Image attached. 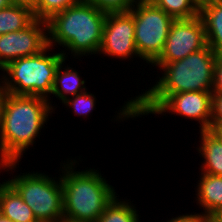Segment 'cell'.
Masks as SVG:
<instances>
[{
  "label": "cell",
  "mask_w": 222,
  "mask_h": 222,
  "mask_svg": "<svg viewBox=\"0 0 222 222\" xmlns=\"http://www.w3.org/2000/svg\"><path fill=\"white\" fill-rule=\"evenodd\" d=\"M61 161L59 173L63 189L64 220L97 222L105 207L118 195L101 171L94 168L76 171L77 159ZM63 164V165H62ZM75 170V171H74Z\"/></svg>",
  "instance_id": "cell-4"
},
{
  "label": "cell",
  "mask_w": 222,
  "mask_h": 222,
  "mask_svg": "<svg viewBox=\"0 0 222 222\" xmlns=\"http://www.w3.org/2000/svg\"><path fill=\"white\" fill-rule=\"evenodd\" d=\"M216 133H218L220 135V137L222 138V124L215 130Z\"/></svg>",
  "instance_id": "cell-31"
},
{
  "label": "cell",
  "mask_w": 222,
  "mask_h": 222,
  "mask_svg": "<svg viewBox=\"0 0 222 222\" xmlns=\"http://www.w3.org/2000/svg\"><path fill=\"white\" fill-rule=\"evenodd\" d=\"M222 124V94H212V117L210 130H216Z\"/></svg>",
  "instance_id": "cell-23"
},
{
  "label": "cell",
  "mask_w": 222,
  "mask_h": 222,
  "mask_svg": "<svg viewBox=\"0 0 222 222\" xmlns=\"http://www.w3.org/2000/svg\"><path fill=\"white\" fill-rule=\"evenodd\" d=\"M14 4L25 6L34 11L38 6L39 0H12Z\"/></svg>",
  "instance_id": "cell-27"
},
{
  "label": "cell",
  "mask_w": 222,
  "mask_h": 222,
  "mask_svg": "<svg viewBox=\"0 0 222 222\" xmlns=\"http://www.w3.org/2000/svg\"><path fill=\"white\" fill-rule=\"evenodd\" d=\"M135 25L133 12L130 9L125 12L107 13L103 29L102 43L98 55L120 58L128 61L137 59L143 60L136 49Z\"/></svg>",
  "instance_id": "cell-8"
},
{
  "label": "cell",
  "mask_w": 222,
  "mask_h": 222,
  "mask_svg": "<svg viewBox=\"0 0 222 222\" xmlns=\"http://www.w3.org/2000/svg\"><path fill=\"white\" fill-rule=\"evenodd\" d=\"M213 94H222V54H218L215 63Z\"/></svg>",
  "instance_id": "cell-24"
},
{
  "label": "cell",
  "mask_w": 222,
  "mask_h": 222,
  "mask_svg": "<svg viewBox=\"0 0 222 222\" xmlns=\"http://www.w3.org/2000/svg\"><path fill=\"white\" fill-rule=\"evenodd\" d=\"M65 62L66 59L60 63L56 70L54 86L51 93V95L58 98L60 102L65 101L69 96L73 97L88 90L85 86L86 79L82 80V76L77 72L78 70L70 67L71 65H65Z\"/></svg>",
  "instance_id": "cell-16"
},
{
  "label": "cell",
  "mask_w": 222,
  "mask_h": 222,
  "mask_svg": "<svg viewBox=\"0 0 222 222\" xmlns=\"http://www.w3.org/2000/svg\"><path fill=\"white\" fill-rule=\"evenodd\" d=\"M174 19H189L199 15V0H150Z\"/></svg>",
  "instance_id": "cell-19"
},
{
  "label": "cell",
  "mask_w": 222,
  "mask_h": 222,
  "mask_svg": "<svg viewBox=\"0 0 222 222\" xmlns=\"http://www.w3.org/2000/svg\"><path fill=\"white\" fill-rule=\"evenodd\" d=\"M52 113L55 111L44 97L7 93L0 117V164L20 162L40 138Z\"/></svg>",
  "instance_id": "cell-2"
},
{
  "label": "cell",
  "mask_w": 222,
  "mask_h": 222,
  "mask_svg": "<svg viewBox=\"0 0 222 222\" xmlns=\"http://www.w3.org/2000/svg\"><path fill=\"white\" fill-rule=\"evenodd\" d=\"M212 92L188 91L170 95L153 113L155 116L176 114L197 121L200 130H209L212 117ZM157 114V115H156Z\"/></svg>",
  "instance_id": "cell-11"
},
{
  "label": "cell",
  "mask_w": 222,
  "mask_h": 222,
  "mask_svg": "<svg viewBox=\"0 0 222 222\" xmlns=\"http://www.w3.org/2000/svg\"><path fill=\"white\" fill-rule=\"evenodd\" d=\"M19 162L0 164L1 171H11V179L6 181L17 191L23 201L32 209L38 222H60L64 219L63 189L61 177H51L47 173L31 171L13 175ZM14 170V171H13ZM14 172V173H12ZM58 179V180H57Z\"/></svg>",
  "instance_id": "cell-6"
},
{
  "label": "cell",
  "mask_w": 222,
  "mask_h": 222,
  "mask_svg": "<svg viewBox=\"0 0 222 222\" xmlns=\"http://www.w3.org/2000/svg\"><path fill=\"white\" fill-rule=\"evenodd\" d=\"M106 13L129 11L139 0H84Z\"/></svg>",
  "instance_id": "cell-22"
},
{
  "label": "cell",
  "mask_w": 222,
  "mask_h": 222,
  "mask_svg": "<svg viewBox=\"0 0 222 222\" xmlns=\"http://www.w3.org/2000/svg\"><path fill=\"white\" fill-rule=\"evenodd\" d=\"M217 54L206 45L184 59L171 63H152L159 68L155 84L124 102L115 111L116 123L151 115L170 95L188 91L213 92ZM138 117V118H137ZM130 118V119H129Z\"/></svg>",
  "instance_id": "cell-1"
},
{
  "label": "cell",
  "mask_w": 222,
  "mask_h": 222,
  "mask_svg": "<svg viewBox=\"0 0 222 222\" xmlns=\"http://www.w3.org/2000/svg\"><path fill=\"white\" fill-rule=\"evenodd\" d=\"M199 15L205 26L207 45L217 55L222 54V0L201 1Z\"/></svg>",
  "instance_id": "cell-14"
},
{
  "label": "cell",
  "mask_w": 222,
  "mask_h": 222,
  "mask_svg": "<svg viewBox=\"0 0 222 222\" xmlns=\"http://www.w3.org/2000/svg\"><path fill=\"white\" fill-rule=\"evenodd\" d=\"M208 222H222V208L216 212L209 220Z\"/></svg>",
  "instance_id": "cell-28"
},
{
  "label": "cell",
  "mask_w": 222,
  "mask_h": 222,
  "mask_svg": "<svg viewBox=\"0 0 222 222\" xmlns=\"http://www.w3.org/2000/svg\"><path fill=\"white\" fill-rule=\"evenodd\" d=\"M135 44L139 56L152 64L163 52L172 22L175 20L150 0H139L132 8Z\"/></svg>",
  "instance_id": "cell-7"
},
{
  "label": "cell",
  "mask_w": 222,
  "mask_h": 222,
  "mask_svg": "<svg viewBox=\"0 0 222 222\" xmlns=\"http://www.w3.org/2000/svg\"><path fill=\"white\" fill-rule=\"evenodd\" d=\"M53 50L48 45L39 54L15 59L2 68L7 93L44 97L55 110L57 105L53 107L50 96L56 70L65 57Z\"/></svg>",
  "instance_id": "cell-5"
},
{
  "label": "cell",
  "mask_w": 222,
  "mask_h": 222,
  "mask_svg": "<svg viewBox=\"0 0 222 222\" xmlns=\"http://www.w3.org/2000/svg\"><path fill=\"white\" fill-rule=\"evenodd\" d=\"M165 222H208L200 213L180 214Z\"/></svg>",
  "instance_id": "cell-25"
},
{
  "label": "cell",
  "mask_w": 222,
  "mask_h": 222,
  "mask_svg": "<svg viewBox=\"0 0 222 222\" xmlns=\"http://www.w3.org/2000/svg\"><path fill=\"white\" fill-rule=\"evenodd\" d=\"M119 195L105 207L104 212L99 216L97 222H141L140 211L129 199L123 200ZM139 211V212H138Z\"/></svg>",
  "instance_id": "cell-18"
},
{
  "label": "cell",
  "mask_w": 222,
  "mask_h": 222,
  "mask_svg": "<svg viewBox=\"0 0 222 222\" xmlns=\"http://www.w3.org/2000/svg\"><path fill=\"white\" fill-rule=\"evenodd\" d=\"M0 222H13L9 218L4 217L2 214H0Z\"/></svg>",
  "instance_id": "cell-30"
},
{
  "label": "cell",
  "mask_w": 222,
  "mask_h": 222,
  "mask_svg": "<svg viewBox=\"0 0 222 222\" xmlns=\"http://www.w3.org/2000/svg\"><path fill=\"white\" fill-rule=\"evenodd\" d=\"M199 147L196 150L203 159L200 171L222 176V138L214 130H200Z\"/></svg>",
  "instance_id": "cell-13"
},
{
  "label": "cell",
  "mask_w": 222,
  "mask_h": 222,
  "mask_svg": "<svg viewBox=\"0 0 222 222\" xmlns=\"http://www.w3.org/2000/svg\"><path fill=\"white\" fill-rule=\"evenodd\" d=\"M196 184L195 201L203 209L201 215L208 221L222 208V176L201 172ZM197 198V199H196Z\"/></svg>",
  "instance_id": "cell-12"
},
{
  "label": "cell",
  "mask_w": 222,
  "mask_h": 222,
  "mask_svg": "<svg viewBox=\"0 0 222 222\" xmlns=\"http://www.w3.org/2000/svg\"><path fill=\"white\" fill-rule=\"evenodd\" d=\"M80 0H39L37 8L33 11L34 17L47 21L56 13L74 6Z\"/></svg>",
  "instance_id": "cell-21"
},
{
  "label": "cell",
  "mask_w": 222,
  "mask_h": 222,
  "mask_svg": "<svg viewBox=\"0 0 222 222\" xmlns=\"http://www.w3.org/2000/svg\"><path fill=\"white\" fill-rule=\"evenodd\" d=\"M106 16V12L80 0L46 21L48 45L54 49L62 46L65 59L68 55L80 60L98 54Z\"/></svg>",
  "instance_id": "cell-3"
},
{
  "label": "cell",
  "mask_w": 222,
  "mask_h": 222,
  "mask_svg": "<svg viewBox=\"0 0 222 222\" xmlns=\"http://www.w3.org/2000/svg\"><path fill=\"white\" fill-rule=\"evenodd\" d=\"M35 19L33 11L13 4L0 10V35L16 32L27 27Z\"/></svg>",
  "instance_id": "cell-17"
},
{
  "label": "cell",
  "mask_w": 222,
  "mask_h": 222,
  "mask_svg": "<svg viewBox=\"0 0 222 222\" xmlns=\"http://www.w3.org/2000/svg\"><path fill=\"white\" fill-rule=\"evenodd\" d=\"M0 117H1V112H2V107H3V102L5 99V96L7 94L6 91V86H5V80H4V75L3 73H0Z\"/></svg>",
  "instance_id": "cell-26"
},
{
  "label": "cell",
  "mask_w": 222,
  "mask_h": 222,
  "mask_svg": "<svg viewBox=\"0 0 222 222\" xmlns=\"http://www.w3.org/2000/svg\"><path fill=\"white\" fill-rule=\"evenodd\" d=\"M207 45L205 26L200 15L189 19H175L170 27L163 52L153 63H171Z\"/></svg>",
  "instance_id": "cell-9"
},
{
  "label": "cell",
  "mask_w": 222,
  "mask_h": 222,
  "mask_svg": "<svg viewBox=\"0 0 222 222\" xmlns=\"http://www.w3.org/2000/svg\"><path fill=\"white\" fill-rule=\"evenodd\" d=\"M1 182V214L13 222H38L32 209L23 201L17 191L6 180Z\"/></svg>",
  "instance_id": "cell-15"
},
{
  "label": "cell",
  "mask_w": 222,
  "mask_h": 222,
  "mask_svg": "<svg viewBox=\"0 0 222 222\" xmlns=\"http://www.w3.org/2000/svg\"><path fill=\"white\" fill-rule=\"evenodd\" d=\"M47 46V22L37 18L19 31L0 35V70L15 59L39 54Z\"/></svg>",
  "instance_id": "cell-10"
},
{
  "label": "cell",
  "mask_w": 222,
  "mask_h": 222,
  "mask_svg": "<svg viewBox=\"0 0 222 222\" xmlns=\"http://www.w3.org/2000/svg\"><path fill=\"white\" fill-rule=\"evenodd\" d=\"M13 4L12 0H0V10L12 6Z\"/></svg>",
  "instance_id": "cell-29"
},
{
  "label": "cell",
  "mask_w": 222,
  "mask_h": 222,
  "mask_svg": "<svg viewBox=\"0 0 222 222\" xmlns=\"http://www.w3.org/2000/svg\"><path fill=\"white\" fill-rule=\"evenodd\" d=\"M88 90L79 93L73 97H69L63 103L67 108H72L71 112H74V115L80 116L83 118L89 117L96 106V96L93 93L87 92Z\"/></svg>",
  "instance_id": "cell-20"
}]
</instances>
